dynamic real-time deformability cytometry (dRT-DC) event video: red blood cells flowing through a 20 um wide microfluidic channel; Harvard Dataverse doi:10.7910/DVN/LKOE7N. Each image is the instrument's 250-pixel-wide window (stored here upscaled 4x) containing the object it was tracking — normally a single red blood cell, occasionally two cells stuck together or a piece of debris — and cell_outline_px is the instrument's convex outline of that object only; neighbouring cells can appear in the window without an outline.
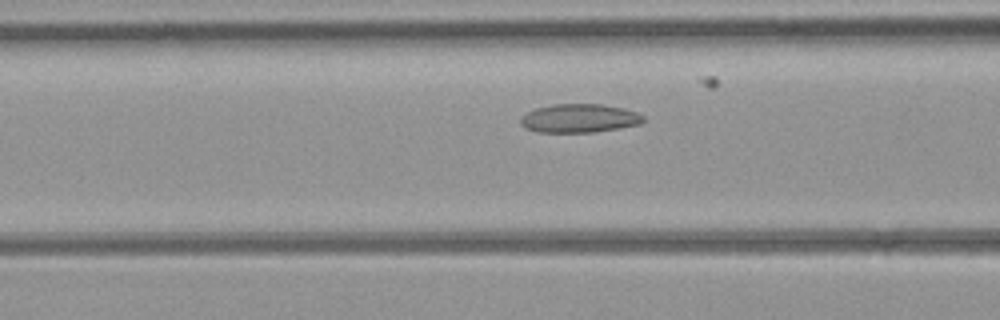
{"species": "common noctule bat (a hibernating species)", "species_latin": "Nyctalus noctula", "temperature_condition": "room temperature", "stored_images_in_passage": 31, "camera_frame_rate_fps": 3000, "um_per_image_px": 0.085, "animal": {"sex": "female", "body_mass_g": 21.9}, "frame": {"image": 1, "passage_image": 10, "time_ms": 3.0, "image_size_px": [1000, 320], "cell_outline_px": [[644, 120], [640, 124], [620, 128], [592, 132], [536, 132], [524, 128], [520, 124], [520, 116], [536, 108], [552, 104], [600, 104], [624, 108], [636, 112], [644, 116]], "centroid_in_image_um": [49.21, 10.05], "position_along_channel_um": 117.4, "area_um2": 20.58}}
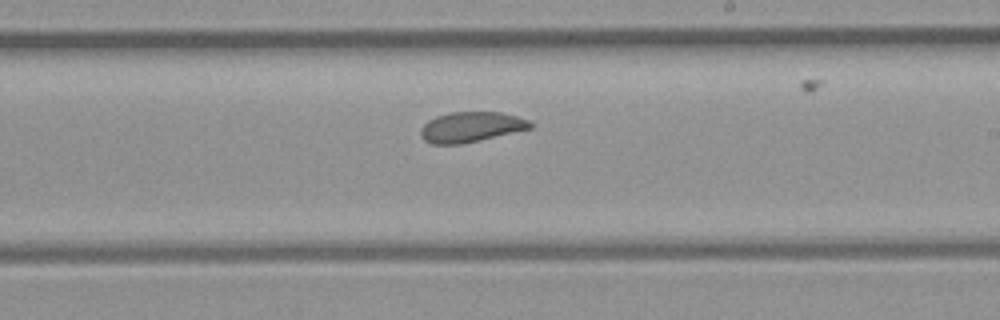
{"frame": {"image": 2, "passage_image": 20, "time_ms": 6.333, "image_size_px": [1000, 320], "cell_outline_px": [[532, 128], [480, 140], [460, 144], [432, 144], [424, 140], [420, 136], [420, 128], [428, 120], [436, 116], [448, 112], [500, 112], [516, 116], [528, 120], [532, 124]], "centroid_in_image_um": [39.99, 10.79], "position_along_channel_um": 249.0, "area_um2": 19.31}}
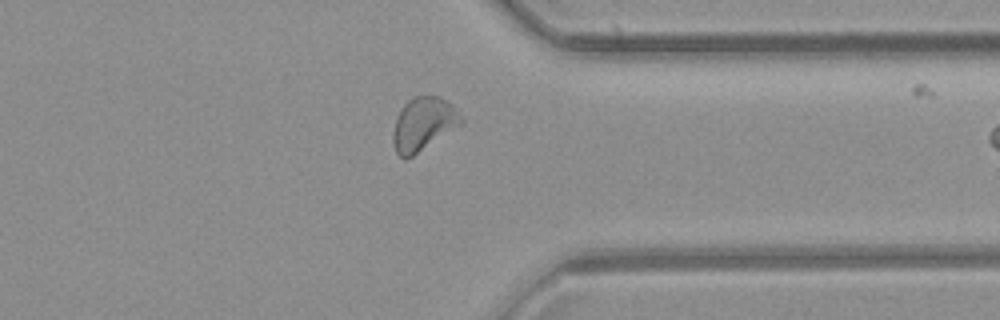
{"frame": {"image": 3, "passage_image": 30, "time_ms": 9.667, "image_size_px": [1000, 320], "cell_outline_px": [[464, 124], [412, 156], [404, 160], [396, 152], [392, 140], [392, 136], [396, 116], [400, 108], [412, 96], [440, 96], [452, 104], [456, 108], [464, 120]], "centroid_in_image_um": [36.0, 10.53], "position_along_channel_um": 375.4, "area_um2": 21.5}}